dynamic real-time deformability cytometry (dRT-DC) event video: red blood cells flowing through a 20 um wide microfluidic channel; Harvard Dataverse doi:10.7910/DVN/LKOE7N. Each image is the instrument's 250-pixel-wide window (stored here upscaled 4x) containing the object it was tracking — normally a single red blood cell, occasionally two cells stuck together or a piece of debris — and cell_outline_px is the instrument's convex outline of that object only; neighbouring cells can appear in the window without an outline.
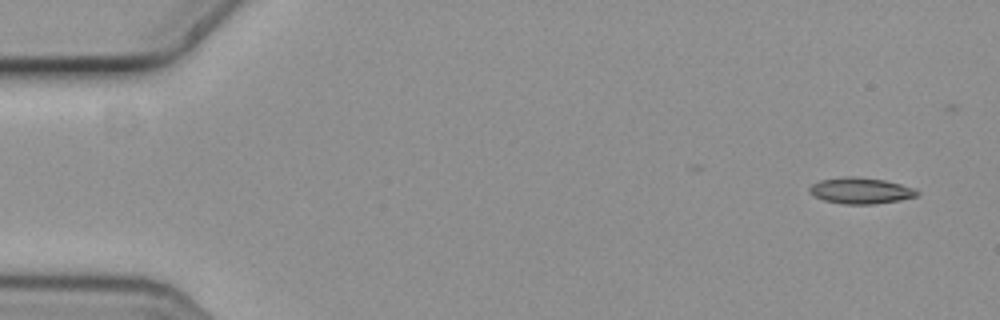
{"species": "common noctule bat (a hibernating species)", "species_latin": "Nyctalus noctula", "temperature_condition": "cold", "stored_images_in_passage": 5, "camera_frame_rate_fps": 3000, "um_per_image_px": 0.085, "animal": {"sex": "female", "body_mass_g": 19.3, "forearm_length_mm": 54.1}, "frame": {"image": 1, "passage_image": 1, "time_ms": 0.0, "image_size_px": [1000, 320], "cell_outline_px": [[920, 192], [916, 196], [900, 200], [872, 204], [844, 204], [824, 200], [808, 192], [808, 188], [812, 184], [820, 180], [848, 176], [852, 176], [884, 180], [900, 184], [912, 188]], "centroid_in_image_um": [73.13, 16.2], "position_along_channel_um": 11.9, "area_um2": 16.18}}
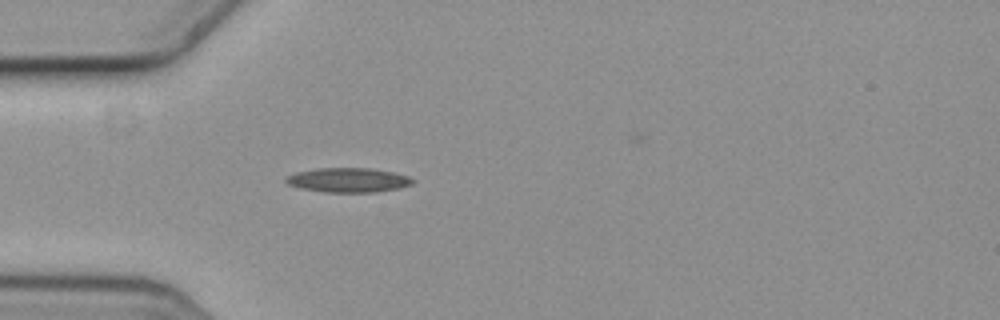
{"frame": {"image": 2, "passage_image": 5, "time_ms": 1.333, "image_size_px": [1000, 320], "cell_outline_px": [[416, 180], [412, 184], [400, 188], [376, 192], [324, 192], [300, 188], [288, 184], [284, 180], [288, 176], [296, 172], [320, 168], [372, 168], [392, 172], [408, 176]], "centroid_in_image_um": [29.62, 15.31], "position_along_channel_um": 55.4, "area_um2": 18.03}}